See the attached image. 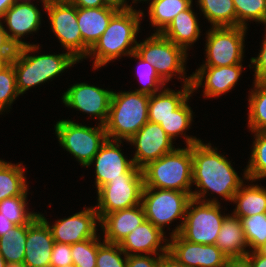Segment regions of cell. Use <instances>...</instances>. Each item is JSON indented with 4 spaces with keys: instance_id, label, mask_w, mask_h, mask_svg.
I'll return each mask as SVG.
<instances>
[{
    "instance_id": "obj_1",
    "label": "cell",
    "mask_w": 266,
    "mask_h": 267,
    "mask_svg": "<svg viewBox=\"0 0 266 267\" xmlns=\"http://www.w3.org/2000/svg\"><path fill=\"white\" fill-rule=\"evenodd\" d=\"M193 170L192 184L199 189L192 191L191 198L207 202L219 203L215 198L206 199V194L211 191L222 196L226 201H231L235 193L244 183L233 169L231 161L226 156L217 152V148L210 143L204 144L202 140L191 145Z\"/></svg>"
},
{
    "instance_id": "obj_2",
    "label": "cell",
    "mask_w": 266,
    "mask_h": 267,
    "mask_svg": "<svg viewBox=\"0 0 266 267\" xmlns=\"http://www.w3.org/2000/svg\"><path fill=\"white\" fill-rule=\"evenodd\" d=\"M143 10L131 9L118 11L110 20L105 32L89 50L88 56L94 57L93 69L97 70L110 61L136 52L137 34Z\"/></svg>"
},
{
    "instance_id": "obj_3",
    "label": "cell",
    "mask_w": 266,
    "mask_h": 267,
    "mask_svg": "<svg viewBox=\"0 0 266 267\" xmlns=\"http://www.w3.org/2000/svg\"><path fill=\"white\" fill-rule=\"evenodd\" d=\"M39 46L30 44L18 47L11 61L20 95H23L31 87L50 81L74 64L79 63L69 52L56 55H30L31 52L37 53V50L40 49Z\"/></svg>"
},
{
    "instance_id": "obj_4",
    "label": "cell",
    "mask_w": 266,
    "mask_h": 267,
    "mask_svg": "<svg viewBox=\"0 0 266 267\" xmlns=\"http://www.w3.org/2000/svg\"><path fill=\"white\" fill-rule=\"evenodd\" d=\"M149 95L136 91L112 92L104 124L107 138L128 141L148 120Z\"/></svg>"
},
{
    "instance_id": "obj_5",
    "label": "cell",
    "mask_w": 266,
    "mask_h": 267,
    "mask_svg": "<svg viewBox=\"0 0 266 267\" xmlns=\"http://www.w3.org/2000/svg\"><path fill=\"white\" fill-rule=\"evenodd\" d=\"M191 146L176 148L142 169L144 187L192 193Z\"/></svg>"
},
{
    "instance_id": "obj_6",
    "label": "cell",
    "mask_w": 266,
    "mask_h": 267,
    "mask_svg": "<svg viewBox=\"0 0 266 267\" xmlns=\"http://www.w3.org/2000/svg\"><path fill=\"white\" fill-rule=\"evenodd\" d=\"M136 53L145 61L150 62L166 83L178 74V78L183 79L184 84H191V76L186 77L185 72L188 53L161 33H153L137 43Z\"/></svg>"
},
{
    "instance_id": "obj_7",
    "label": "cell",
    "mask_w": 266,
    "mask_h": 267,
    "mask_svg": "<svg viewBox=\"0 0 266 267\" xmlns=\"http://www.w3.org/2000/svg\"><path fill=\"white\" fill-rule=\"evenodd\" d=\"M191 199L187 192L144 187L141 204L146 220L163 232L165 230L164 226L181 218L180 224L177 227L175 226V229L171 232L170 236H173L177 235L181 230L186 208Z\"/></svg>"
},
{
    "instance_id": "obj_8",
    "label": "cell",
    "mask_w": 266,
    "mask_h": 267,
    "mask_svg": "<svg viewBox=\"0 0 266 267\" xmlns=\"http://www.w3.org/2000/svg\"><path fill=\"white\" fill-rule=\"evenodd\" d=\"M59 144L87 167L107 140L104 125L89 127L73 120H59L54 127Z\"/></svg>"
},
{
    "instance_id": "obj_9",
    "label": "cell",
    "mask_w": 266,
    "mask_h": 267,
    "mask_svg": "<svg viewBox=\"0 0 266 267\" xmlns=\"http://www.w3.org/2000/svg\"><path fill=\"white\" fill-rule=\"evenodd\" d=\"M220 203H207L191 199L181 230L182 238L192 243L214 245L227 214H221Z\"/></svg>"
},
{
    "instance_id": "obj_10",
    "label": "cell",
    "mask_w": 266,
    "mask_h": 267,
    "mask_svg": "<svg viewBox=\"0 0 266 267\" xmlns=\"http://www.w3.org/2000/svg\"><path fill=\"white\" fill-rule=\"evenodd\" d=\"M246 27H211L206 32L205 64L201 66H231L241 64L244 55Z\"/></svg>"
},
{
    "instance_id": "obj_11",
    "label": "cell",
    "mask_w": 266,
    "mask_h": 267,
    "mask_svg": "<svg viewBox=\"0 0 266 267\" xmlns=\"http://www.w3.org/2000/svg\"><path fill=\"white\" fill-rule=\"evenodd\" d=\"M144 188L143 174H122L97 190L94 206L101 220L106 214L141 204Z\"/></svg>"
},
{
    "instance_id": "obj_12",
    "label": "cell",
    "mask_w": 266,
    "mask_h": 267,
    "mask_svg": "<svg viewBox=\"0 0 266 267\" xmlns=\"http://www.w3.org/2000/svg\"><path fill=\"white\" fill-rule=\"evenodd\" d=\"M53 33L61 45L76 60L86 59L89 49L82 41L81 31L77 21V7L67 3H52L46 5Z\"/></svg>"
},
{
    "instance_id": "obj_13",
    "label": "cell",
    "mask_w": 266,
    "mask_h": 267,
    "mask_svg": "<svg viewBox=\"0 0 266 267\" xmlns=\"http://www.w3.org/2000/svg\"><path fill=\"white\" fill-rule=\"evenodd\" d=\"M121 143L122 140L107 138L99 152L86 167L88 168L95 163V186L97 190L111 180L122 178V174H143L142 170L134 165L132 158L124 157L120 149Z\"/></svg>"
},
{
    "instance_id": "obj_14",
    "label": "cell",
    "mask_w": 266,
    "mask_h": 267,
    "mask_svg": "<svg viewBox=\"0 0 266 267\" xmlns=\"http://www.w3.org/2000/svg\"><path fill=\"white\" fill-rule=\"evenodd\" d=\"M173 141L160 124L148 121L126 142L135 146L132 160L134 165L142 170L150 162L174 151L176 148Z\"/></svg>"
},
{
    "instance_id": "obj_15",
    "label": "cell",
    "mask_w": 266,
    "mask_h": 267,
    "mask_svg": "<svg viewBox=\"0 0 266 267\" xmlns=\"http://www.w3.org/2000/svg\"><path fill=\"white\" fill-rule=\"evenodd\" d=\"M112 92L85 82L72 85L64 92L62 102L91 117L98 118L99 124L107 121Z\"/></svg>"
},
{
    "instance_id": "obj_16",
    "label": "cell",
    "mask_w": 266,
    "mask_h": 267,
    "mask_svg": "<svg viewBox=\"0 0 266 267\" xmlns=\"http://www.w3.org/2000/svg\"><path fill=\"white\" fill-rule=\"evenodd\" d=\"M38 215L49 225L54 242L68 245L97 237V222L100 223L95 207H88L68 218L50 225L44 214Z\"/></svg>"
},
{
    "instance_id": "obj_17",
    "label": "cell",
    "mask_w": 266,
    "mask_h": 267,
    "mask_svg": "<svg viewBox=\"0 0 266 267\" xmlns=\"http://www.w3.org/2000/svg\"><path fill=\"white\" fill-rule=\"evenodd\" d=\"M168 253L186 267H224L226 256L215 244L192 243L179 234L170 236Z\"/></svg>"
},
{
    "instance_id": "obj_18",
    "label": "cell",
    "mask_w": 266,
    "mask_h": 267,
    "mask_svg": "<svg viewBox=\"0 0 266 267\" xmlns=\"http://www.w3.org/2000/svg\"><path fill=\"white\" fill-rule=\"evenodd\" d=\"M242 65L241 63L222 67L200 66L191 75L192 93L204 86L203 94L206 98L220 97V95L226 94L236 86L242 73Z\"/></svg>"
},
{
    "instance_id": "obj_19",
    "label": "cell",
    "mask_w": 266,
    "mask_h": 267,
    "mask_svg": "<svg viewBox=\"0 0 266 267\" xmlns=\"http://www.w3.org/2000/svg\"><path fill=\"white\" fill-rule=\"evenodd\" d=\"M41 12L34 3H14L1 19L7 25L6 33L9 40L16 46L30 45L22 41L24 35L33 34L40 29ZM22 37V38H21Z\"/></svg>"
},
{
    "instance_id": "obj_20",
    "label": "cell",
    "mask_w": 266,
    "mask_h": 267,
    "mask_svg": "<svg viewBox=\"0 0 266 267\" xmlns=\"http://www.w3.org/2000/svg\"><path fill=\"white\" fill-rule=\"evenodd\" d=\"M54 239L49 225L37 215L27 224L24 263L28 267H50Z\"/></svg>"
},
{
    "instance_id": "obj_21",
    "label": "cell",
    "mask_w": 266,
    "mask_h": 267,
    "mask_svg": "<svg viewBox=\"0 0 266 267\" xmlns=\"http://www.w3.org/2000/svg\"><path fill=\"white\" fill-rule=\"evenodd\" d=\"M164 233L165 232L155 227L150 221L145 220L128 234L119 245L127 256L147 254L164 255L168 253L169 246V240L164 236ZM162 241L165 242L164 245Z\"/></svg>"
},
{
    "instance_id": "obj_22",
    "label": "cell",
    "mask_w": 266,
    "mask_h": 267,
    "mask_svg": "<svg viewBox=\"0 0 266 267\" xmlns=\"http://www.w3.org/2000/svg\"><path fill=\"white\" fill-rule=\"evenodd\" d=\"M145 220L146 216L142 204L106 214L99 223L104 233L103 241L120 244Z\"/></svg>"
},
{
    "instance_id": "obj_23",
    "label": "cell",
    "mask_w": 266,
    "mask_h": 267,
    "mask_svg": "<svg viewBox=\"0 0 266 267\" xmlns=\"http://www.w3.org/2000/svg\"><path fill=\"white\" fill-rule=\"evenodd\" d=\"M117 12L109 7L77 8V21L82 41L89 50L105 32L111 18Z\"/></svg>"
},
{
    "instance_id": "obj_24",
    "label": "cell",
    "mask_w": 266,
    "mask_h": 267,
    "mask_svg": "<svg viewBox=\"0 0 266 267\" xmlns=\"http://www.w3.org/2000/svg\"><path fill=\"white\" fill-rule=\"evenodd\" d=\"M191 94V84H183L182 89L177 92L164 87L162 91L149 95V122L160 124L191 97Z\"/></svg>"
},
{
    "instance_id": "obj_25",
    "label": "cell",
    "mask_w": 266,
    "mask_h": 267,
    "mask_svg": "<svg viewBox=\"0 0 266 267\" xmlns=\"http://www.w3.org/2000/svg\"><path fill=\"white\" fill-rule=\"evenodd\" d=\"M196 16L191 5L187 10L179 13L161 34L187 52L191 44L199 39L201 33Z\"/></svg>"
},
{
    "instance_id": "obj_26",
    "label": "cell",
    "mask_w": 266,
    "mask_h": 267,
    "mask_svg": "<svg viewBox=\"0 0 266 267\" xmlns=\"http://www.w3.org/2000/svg\"><path fill=\"white\" fill-rule=\"evenodd\" d=\"M215 245L228 257L246 256L248 244L240 218L228 214L218 233Z\"/></svg>"
},
{
    "instance_id": "obj_27",
    "label": "cell",
    "mask_w": 266,
    "mask_h": 267,
    "mask_svg": "<svg viewBox=\"0 0 266 267\" xmlns=\"http://www.w3.org/2000/svg\"><path fill=\"white\" fill-rule=\"evenodd\" d=\"M249 185L246 187L243 183L232 199V202L236 204L232 213L235 217L266 213V188L258 184Z\"/></svg>"
},
{
    "instance_id": "obj_28",
    "label": "cell",
    "mask_w": 266,
    "mask_h": 267,
    "mask_svg": "<svg viewBox=\"0 0 266 267\" xmlns=\"http://www.w3.org/2000/svg\"><path fill=\"white\" fill-rule=\"evenodd\" d=\"M151 1L148 8L149 19L155 33H162L182 11L192 5V0H146Z\"/></svg>"
},
{
    "instance_id": "obj_29",
    "label": "cell",
    "mask_w": 266,
    "mask_h": 267,
    "mask_svg": "<svg viewBox=\"0 0 266 267\" xmlns=\"http://www.w3.org/2000/svg\"><path fill=\"white\" fill-rule=\"evenodd\" d=\"M22 164H13L0 159V201L23 195L28 189Z\"/></svg>"
},
{
    "instance_id": "obj_30",
    "label": "cell",
    "mask_w": 266,
    "mask_h": 267,
    "mask_svg": "<svg viewBox=\"0 0 266 267\" xmlns=\"http://www.w3.org/2000/svg\"><path fill=\"white\" fill-rule=\"evenodd\" d=\"M199 9L212 27L236 26L233 0H197Z\"/></svg>"
},
{
    "instance_id": "obj_31",
    "label": "cell",
    "mask_w": 266,
    "mask_h": 267,
    "mask_svg": "<svg viewBox=\"0 0 266 267\" xmlns=\"http://www.w3.org/2000/svg\"><path fill=\"white\" fill-rule=\"evenodd\" d=\"M189 99L190 97L178 109L173 111L168 118L160 123V126L172 140L179 137L180 134L181 137L183 135L186 146H191L201 141L196 137L186 135V130L190 128L193 120V111L188 104Z\"/></svg>"
},
{
    "instance_id": "obj_32",
    "label": "cell",
    "mask_w": 266,
    "mask_h": 267,
    "mask_svg": "<svg viewBox=\"0 0 266 267\" xmlns=\"http://www.w3.org/2000/svg\"><path fill=\"white\" fill-rule=\"evenodd\" d=\"M248 102V127L251 132H266V83L254 82Z\"/></svg>"
},
{
    "instance_id": "obj_33",
    "label": "cell",
    "mask_w": 266,
    "mask_h": 267,
    "mask_svg": "<svg viewBox=\"0 0 266 267\" xmlns=\"http://www.w3.org/2000/svg\"><path fill=\"white\" fill-rule=\"evenodd\" d=\"M26 238L27 224L16 225L0 236V254L6 263L24 261Z\"/></svg>"
},
{
    "instance_id": "obj_34",
    "label": "cell",
    "mask_w": 266,
    "mask_h": 267,
    "mask_svg": "<svg viewBox=\"0 0 266 267\" xmlns=\"http://www.w3.org/2000/svg\"><path fill=\"white\" fill-rule=\"evenodd\" d=\"M253 133L255 140L243 174L244 179L251 182L266 178V132Z\"/></svg>"
},
{
    "instance_id": "obj_35",
    "label": "cell",
    "mask_w": 266,
    "mask_h": 267,
    "mask_svg": "<svg viewBox=\"0 0 266 267\" xmlns=\"http://www.w3.org/2000/svg\"><path fill=\"white\" fill-rule=\"evenodd\" d=\"M27 194L28 190L23 195L0 201V213L15 225L29 224L38 215L28 211Z\"/></svg>"
},
{
    "instance_id": "obj_36",
    "label": "cell",
    "mask_w": 266,
    "mask_h": 267,
    "mask_svg": "<svg viewBox=\"0 0 266 267\" xmlns=\"http://www.w3.org/2000/svg\"><path fill=\"white\" fill-rule=\"evenodd\" d=\"M249 249L257 251L266 243V213L240 218Z\"/></svg>"
},
{
    "instance_id": "obj_37",
    "label": "cell",
    "mask_w": 266,
    "mask_h": 267,
    "mask_svg": "<svg viewBox=\"0 0 266 267\" xmlns=\"http://www.w3.org/2000/svg\"><path fill=\"white\" fill-rule=\"evenodd\" d=\"M129 57L139 60L137 75L142 87L135 89L136 92L152 95L166 87L167 84L156 72L155 67L141 58L136 52H133Z\"/></svg>"
},
{
    "instance_id": "obj_38",
    "label": "cell",
    "mask_w": 266,
    "mask_h": 267,
    "mask_svg": "<svg viewBox=\"0 0 266 267\" xmlns=\"http://www.w3.org/2000/svg\"><path fill=\"white\" fill-rule=\"evenodd\" d=\"M236 10V26L247 28V21L266 25V0H233Z\"/></svg>"
},
{
    "instance_id": "obj_39",
    "label": "cell",
    "mask_w": 266,
    "mask_h": 267,
    "mask_svg": "<svg viewBox=\"0 0 266 267\" xmlns=\"http://www.w3.org/2000/svg\"><path fill=\"white\" fill-rule=\"evenodd\" d=\"M98 237V249L96 267H127V254L119 244L100 241ZM121 255H124L122 257Z\"/></svg>"
},
{
    "instance_id": "obj_40",
    "label": "cell",
    "mask_w": 266,
    "mask_h": 267,
    "mask_svg": "<svg viewBox=\"0 0 266 267\" xmlns=\"http://www.w3.org/2000/svg\"><path fill=\"white\" fill-rule=\"evenodd\" d=\"M19 95L13 63L10 62L0 71V114L10 109Z\"/></svg>"
},
{
    "instance_id": "obj_41",
    "label": "cell",
    "mask_w": 266,
    "mask_h": 267,
    "mask_svg": "<svg viewBox=\"0 0 266 267\" xmlns=\"http://www.w3.org/2000/svg\"><path fill=\"white\" fill-rule=\"evenodd\" d=\"M98 236L71 245L73 264L76 267H96Z\"/></svg>"
},
{
    "instance_id": "obj_42",
    "label": "cell",
    "mask_w": 266,
    "mask_h": 267,
    "mask_svg": "<svg viewBox=\"0 0 266 267\" xmlns=\"http://www.w3.org/2000/svg\"><path fill=\"white\" fill-rule=\"evenodd\" d=\"M68 264H73L71 245L54 242L51 252L50 267H60Z\"/></svg>"
},
{
    "instance_id": "obj_43",
    "label": "cell",
    "mask_w": 266,
    "mask_h": 267,
    "mask_svg": "<svg viewBox=\"0 0 266 267\" xmlns=\"http://www.w3.org/2000/svg\"><path fill=\"white\" fill-rule=\"evenodd\" d=\"M264 37L258 56L250 59V62L254 65V82L259 83H266V33Z\"/></svg>"
},
{
    "instance_id": "obj_44",
    "label": "cell",
    "mask_w": 266,
    "mask_h": 267,
    "mask_svg": "<svg viewBox=\"0 0 266 267\" xmlns=\"http://www.w3.org/2000/svg\"><path fill=\"white\" fill-rule=\"evenodd\" d=\"M161 255H128L127 267H158Z\"/></svg>"
},
{
    "instance_id": "obj_45",
    "label": "cell",
    "mask_w": 266,
    "mask_h": 267,
    "mask_svg": "<svg viewBox=\"0 0 266 267\" xmlns=\"http://www.w3.org/2000/svg\"><path fill=\"white\" fill-rule=\"evenodd\" d=\"M16 49V46L9 40L2 21H0V58H13Z\"/></svg>"
},
{
    "instance_id": "obj_46",
    "label": "cell",
    "mask_w": 266,
    "mask_h": 267,
    "mask_svg": "<svg viewBox=\"0 0 266 267\" xmlns=\"http://www.w3.org/2000/svg\"><path fill=\"white\" fill-rule=\"evenodd\" d=\"M70 4L77 8H99L106 7L103 0H69Z\"/></svg>"
},
{
    "instance_id": "obj_47",
    "label": "cell",
    "mask_w": 266,
    "mask_h": 267,
    "mask_svg": "<svg viewBox=\"0 0 266 267\" xmlns=\"http://www.w3.org/2000/svg\"><path fill=\"white\" fill-rule=\"evenodd\" d=\"M106 7L116 11H128L134 9L132 4L128 5L127 0H103Z\"/></svg>"
},
{
    "instance_id": "obj_48",
    "label": "cell",
    "mask_w": 266,
    "mask_h": 267,
    "mask_svg": "<svg viewBox=\"0 0 266 267\" xmlns=\"http://www.w3.org/2000/svg\"><path fill=\"white\" fill-rule=\"evenodd\" d=\"M224 267H252L247 256L228 257Z\"/></svg>"
},
{
    "instance_id": "obj_49",
    "label": "cell",
    "mask_w": 266,
    "mask_h": 267,
    "mask_svg": "<svg viewBox=\"0 0 266 267\" xmlns=\"http://www.w3.org/2000/svg\"><path fill=\"white\" fill-rule=\"evenodd\" d=\"M246 256L249 258L252 267H266V256L258 251H249Z\"/></svg>"
},
{
    "instance_id": "obj_50",
    "label": "cell",
    "mask_w": 266,
    "mask_h": 267,
    "mask_svg": "<svg viewBox=\"0 0 266 267\" xmlns=\"http://www.w3.org/2000/svg\"><path fill=\"white\" fill-rule=\"evenodd\" d=\"M158 267H186L185 265L179 263L174 257L169 253L161 255Z\"/></svg>"
},
{
    "instance_id": "obj_51",
    "label": "cell",
    "mask_w": 266,
    "mask_h": 267,
    "mask_svg": "<svg viewBox=\"0 0 266 267\" xmlns=\"http://www.w3.org/2000/svg\"><path fill=\"white\" fill-rule=\"evenodd\" d=\"M16 225L0 213V236L14 228Z\"/></svg>"
},
{
    "instance_id": "obj_52",
    "label": "cell",
    "mask_w": 266,
    "mask_h": 267,
    "mask_svg": "<svg viewBox=\"0 0 266 267\" xmlns=\"http://www.w3.org/2000/svg\"><path fill=\"white\" fill-rule=\"evenodd\" d=\"M15 0H0V21L4 17L5 12L14 4Z\"/></svg>"
},
{
    "instance_id": "obj_53",
    "label": "cell",
    "mask_w": 266,
    "mask_h": 267,
    "mask_svg": "<svg viewBox=\"0 0 266 267\" xmlns=\"http://www.w3.org/2000/svg\"><path fill=\"white\" fill-rule=\"evenodd\" d=\"M43 3L44 10H46V5L52 4V3H67L69 0H41Z\"/></svg>"
},
{
    "instance_id": "obj_54",
    "label": "cell",
    "mask_w": 266,
    "mask_h": 267,
    "mask_svg": "<svg viewBox=\"0 0 266 267\" xmlns=\"http://www.w3.org/2000/svg\"><path fill=\"white\" fill-rule=\"evenodd\" d=\"M5 267H28L24 262H9L5 264Z\"/></svg>"
},
{
    "instance_id": "obj_55",
    "label": "cell",
    "mask_w": 266,
    "mask_h": 267,
    "mask_svg": "<svg viewBox=\"0 0 266 267\" xmlns=\"http://www.w3.org/2000/svg\"><path fill=\"white\" fill-rule=\"evenodd\" d=\"M13 58H0V71L5 68Z\"/></svg>"
},
{
    "instance_id": "obj_56",
    "label": "cell",
    "mask_w": 266,
    "mask_h": 267,
    "mask_svg": "<svg viewBox=\"0 0 266 267\" xmlns=\"http://www.w3.org/2000/svg\"><path fill=\"white\" fill-rule=\"evenodd\" d=\"M260 254L266 256V243L257 250Z\"/></svg>"
},
{
    "instance_id": "obj_57",
    "label": "cell",
    "mask_w": 266,
    "mask_h": 267,
    "mask_svg": "<svg viewBox=\"0 0 266 267\" xmlns=\"http://www.w3.org/2000/svg\"><path fill=\"white\" fill-rule=\"evenodd\" d=\"M5 259L3 258V256L0 254V267H5Z\"/></svg>"
},
{
    "instance_id": "obj_58",
    "label": "cell",
    "mask_w": 266,
    "mask_h": 267,
    "mask_svg": "<svg viewBox=\"0 0 266 267\" xmlns=\"http://www.w3.org/2000/svg\"><path fill=\"white\" fill-rule=\"evenodd\" d=\"M16 3H31V0H15Z\"/></svg>"
},
{
    "instance_id": "obj_59",
    "label": "cell",
    "mask_w": 266,
    "mask_h": 267,
    "mask_svg": "<svg viewBox=\"0 0 266 267\" xmlns=\"http://www.w3.org/2000/svg\"><path fill=\"white\" fill-rule=\"evenodd\" d=\"M60 267H76L74 264H68V265H63V266H60Z\"/></svg>"
},
{
    "instance_id": "obj_60",
    "label": "cell",
    "mask_w": 266,
    "mask_h": 267,
    "mask_svg": "<svg viewBox=\"0 0 266 267\" xmlns=\"http://www.w3.org/2000/svg\"><path fill=\"white\" fill-rule=\"evenodd\" d=\"M137 1H145L146 2V0H132V3H137Z\"/></svg>"
}]
</instances>
